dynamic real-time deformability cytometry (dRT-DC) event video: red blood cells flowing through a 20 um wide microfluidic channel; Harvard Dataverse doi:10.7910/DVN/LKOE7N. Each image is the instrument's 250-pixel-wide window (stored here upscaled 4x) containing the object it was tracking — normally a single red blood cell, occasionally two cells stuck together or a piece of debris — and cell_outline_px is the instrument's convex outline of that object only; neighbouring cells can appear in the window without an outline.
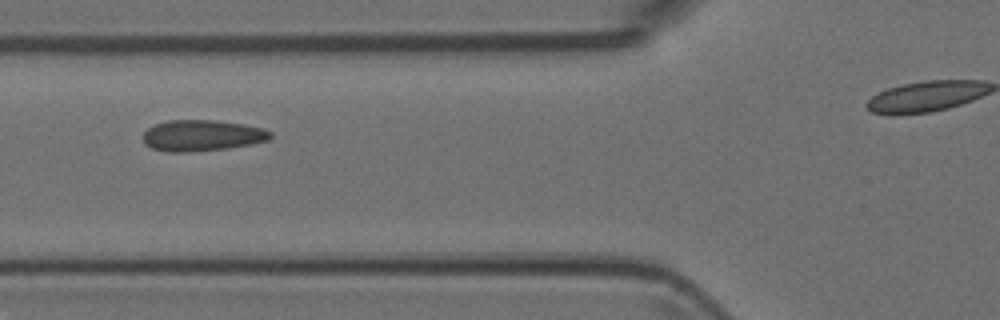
{"species": "Egyptian fruit bat (a non-hibernating species)", "species_latin": "Rousettus aegyptiacus", "temperature_condition": "room temperature", "stored_images_in_passage": 8, "segment_of_instrument_passage": [1, 2], "camera_frame_rate_fps": 3000, "um_per_image_px": 0.085, "animal": {"sex": "female"}, "frame": {"image": 1, "passage_image": 5, "time_ms": 1.333, "image_size_px": [1000, 320], "cell_outline_px": [[272, 136], [268, 140], [252, 144], [228, 148], [188, 152], [168, 152], [152, 148], [144, 144], [144, 132], [148, 128], [156, 124], [168, 120], [216, 120], [244, 124], [260, 128], [272, 132]], "centroid_in_image_um": [17.17, 11.52], "position_along_channel_um": 108.6, "area_um2": 23.06}}
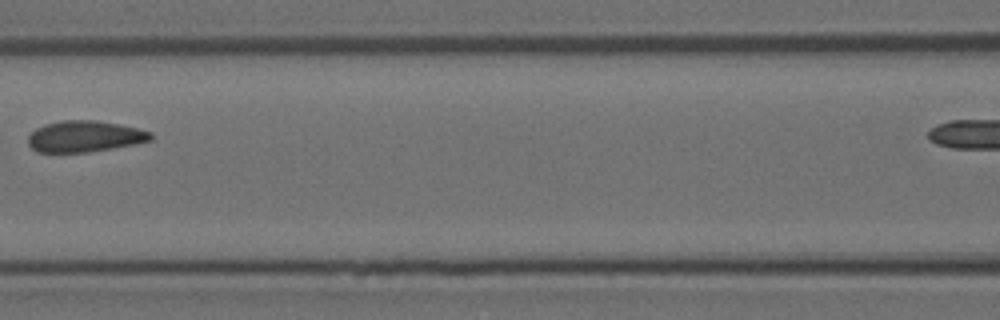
{"frame": {"image": 2, "passage_image": 6, "time_ms": 1.667, "image_size_px": [1000, 320], "cell_outline_px": [[152, 140], [112, 148], [88, 152], [36, 152], [28, 144], [28, 136], [36, 128], [44, 124], [60, 120], [96, 120], [136, 128], [152, 132]], "centroid_in_image_um": [7.15, 11.59], "position_along_channel_um": 159.4, "area_um2": 22.2}}
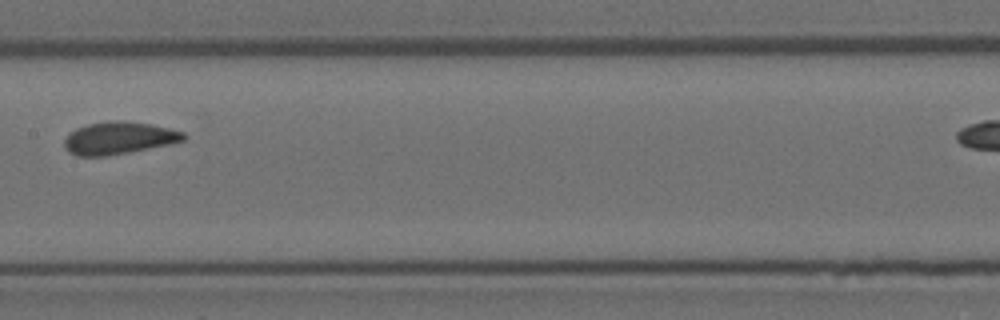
{"frame": {"image": 3, "passage_image": 7, "time_ms": 2.0, "image_size_px": [1000, 320], "cell_outline_px": [[188, 136], [184, 140], [172, 144], [128, 152], [104, 156], [76, 156], [68, 152], [64, 148], [64, 140], [76, 128], [88, 124], [108, 120], [124, 120], [152, 124], [184, 132]], "centroid_in_image_um": [10.12, 11.73], "position_along_channel_um": 197.3, "area_um2": 22.66}}